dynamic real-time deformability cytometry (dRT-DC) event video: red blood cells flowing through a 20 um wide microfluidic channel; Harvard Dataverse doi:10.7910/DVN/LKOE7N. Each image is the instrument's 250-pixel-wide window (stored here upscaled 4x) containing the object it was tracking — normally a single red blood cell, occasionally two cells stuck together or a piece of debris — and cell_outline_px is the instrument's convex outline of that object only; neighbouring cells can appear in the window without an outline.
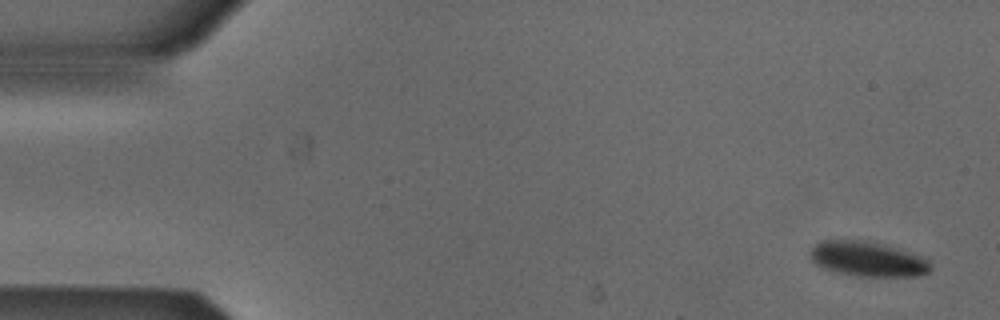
{"species": "Egyptian fruit bat (a non-hibernating species)", "species_latin": "Rousettus aegyptiacus", "temperature_condition": "cold", "stored_images_in_passage": 6, "camera_frame_rate_fps": 3000, "um_per_image_px": 0.085, "animal": {"sex": "male"}, "frame": {"image": 1, "passage_image": 1, "time_ms": 0.0, "image_size_px": [1000, 320], "cell_outline_px": [[932, 268], [928, 272], [920, 276], [856, 276], [836, 272], [824, 268], [816, 264], [812, 260], [808, 252], [816, 244], [824, 240], [860, 240], [888, 244], [900, 248], [920, 256], [928, 260], [932, 264]], "centroid_in_image_um": [73.78, 22.01], "position_along_channel_um": 11.2, "area_um2": 24.68}}
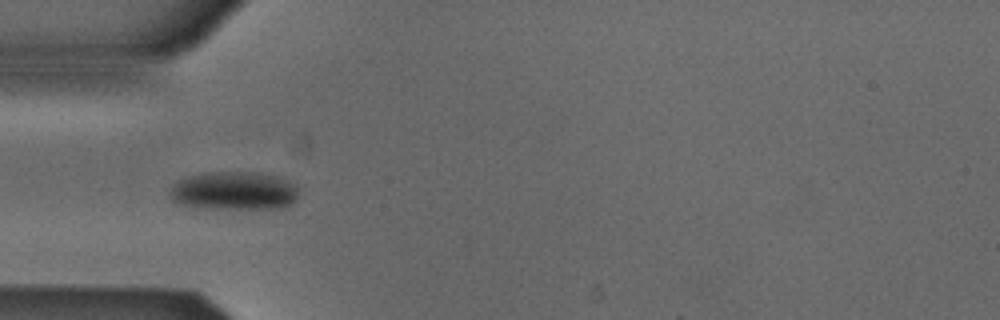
{"frame": {"image": 2, "passage_image": 4, "time_ms": 1.0, "image_size_px": [1000, 320], "cell_outline_px": [[296, 200], [292, 204], [280, 208], [200, 208], [176, 204], [168, 196], [168, 192], [176, 180], [188, 176], [208, 172], [260, 172], [280, 176], [296, 184]], "centroid_in_image_um": [19.85, 16.21], "position_along_channel_um": 65.1, "area_um2": 29.3}}
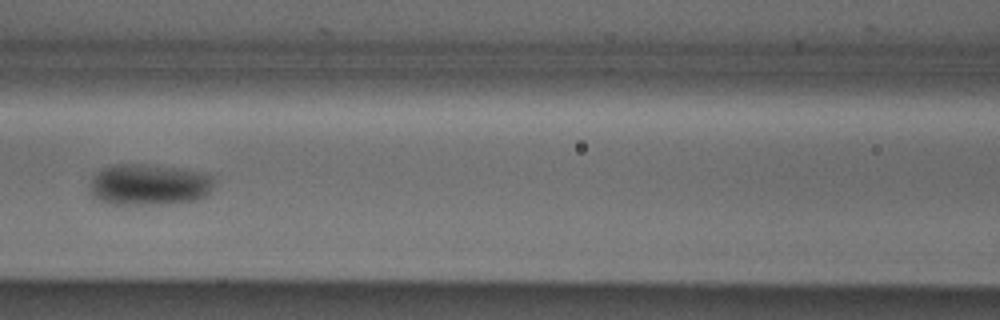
{"frame": {"image": 3, "passage_image": 6, "time_ms": 1.667, "image_size_px": [1000, 320], "cell_outline_px": [[216, 180], [208, 196], [200, 200], [168, 204], [108, 204], [92, 196], [88, 188], [88, 184], [92, 176], [96, 172], [104, 168], [116, 164], [140, 164], [176, 168], [204, 172], [216, 176]], "centroid_in_image_um": [12.7, 15.71], "position_along_channel_um": 153.9, "area_um2": 30.58}}